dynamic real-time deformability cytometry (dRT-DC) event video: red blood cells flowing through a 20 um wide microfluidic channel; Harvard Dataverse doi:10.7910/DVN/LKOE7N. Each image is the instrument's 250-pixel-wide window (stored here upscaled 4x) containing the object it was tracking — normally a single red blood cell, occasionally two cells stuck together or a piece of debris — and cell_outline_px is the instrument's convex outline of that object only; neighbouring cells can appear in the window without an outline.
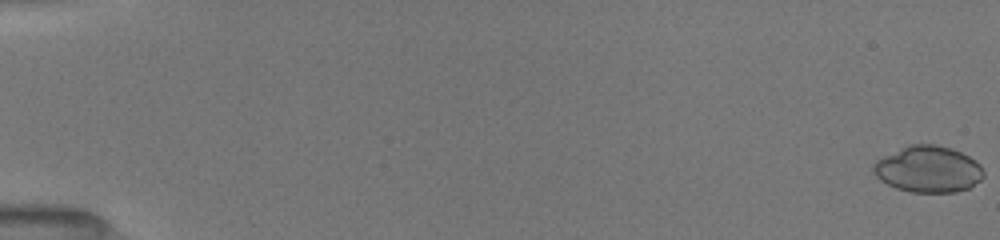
{"species": "common noctule bat (a hibernating species)", "species_latin": "Nyctalus noctula", "temperature_condition": "room temperature", "stored_images_in_passage": 16, "camera_frame_rate_fps": 3000, "um_per_image_px": 0.085, "animal": {"sex": "female", "body_mass_g": 19.5, "forearm_length_mm": 54.1}, "frame": {"image": 1, "passage_image": 1, "time_ms": 0.0, "image_size_px": [1000, 240], "cell_outline_px": [[984, 176], [980, 180], [968, 188], [956, 192], [912, 192], [896, 188], [880, 180], [872, 172], [872, 164], [876, 160], [908, 144], [936, 144], [952, 148], [976, 160], [980, 164], [984, 172]], "centroid_in_image_um": [78.89, 14.37], "position_along_channel_um": 6.1, "area_um2": 29.94}}
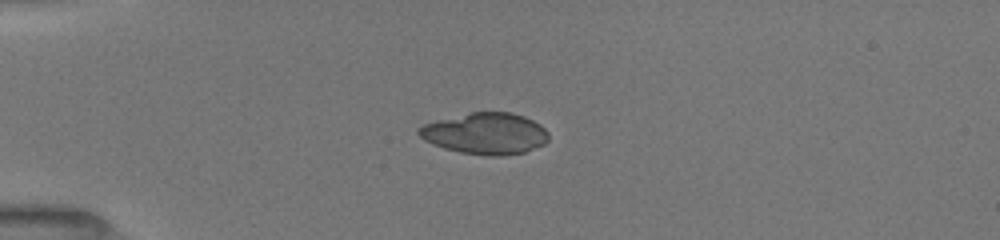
{"frame": {"image": 2, "passage_image": 13, "time_ms": 4.667, "image_size_px": [1000, 240], "cell_outline_px": [[548, 140], [544, 144], [524, 152], [504, 156], [488, 156], [460, 152], [444, 148], [432, 144], [424, 140], [416, 132], [416, 128], [424, 124], [436, 120], [472, 112], [512, 112], [524, 116], [540, 124], [548, 132]], "centroid_in_image_um": [41.25, 11.35], "position_along_channel_um": 43.8, "area_um2": 31.44}}